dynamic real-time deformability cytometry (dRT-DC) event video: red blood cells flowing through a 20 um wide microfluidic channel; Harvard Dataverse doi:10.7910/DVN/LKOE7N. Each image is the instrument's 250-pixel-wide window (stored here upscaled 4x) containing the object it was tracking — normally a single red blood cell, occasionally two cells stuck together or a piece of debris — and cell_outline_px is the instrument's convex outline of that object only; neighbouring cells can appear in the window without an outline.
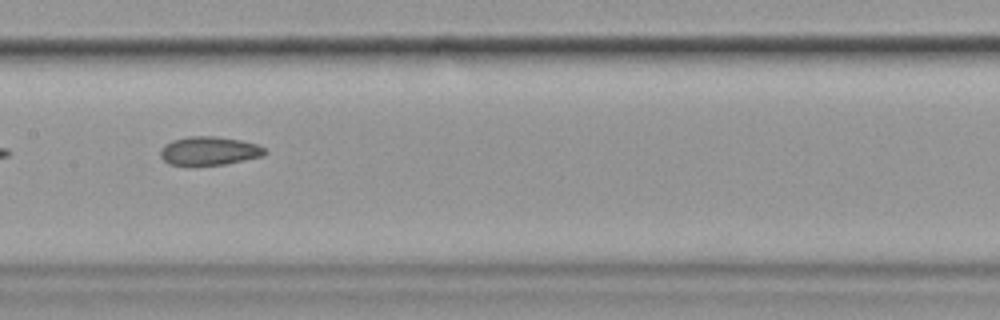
{"species": "common noctule bat (a hibernating species)", "species_latin": "Nyctalus noctula", "temperature_condition": "cold", "stored_images_in_passage": 19, "camera_frame_rate_fps": 3000, "um_per_image_px": 0.085, "animal": {"sex": "female", "body_mass_g": 19.9}, "frame": {"image": 1, "passage_image": 11, "time_ms": 12.667, "image_size_px": [1000, 320], "cell_outline_px": [[268, 152], [264, 156], [224, 164], [168, 164], [160, 156], [160, 148], [164, 144], [172, 140], [188, 136], [216, 136], [240, 140], [256, 144], [264, 148]], "centroid_in_image_um": [17.78, 12.8], "position_along_channel_um": 189.6, "area_um2": 17.28}}
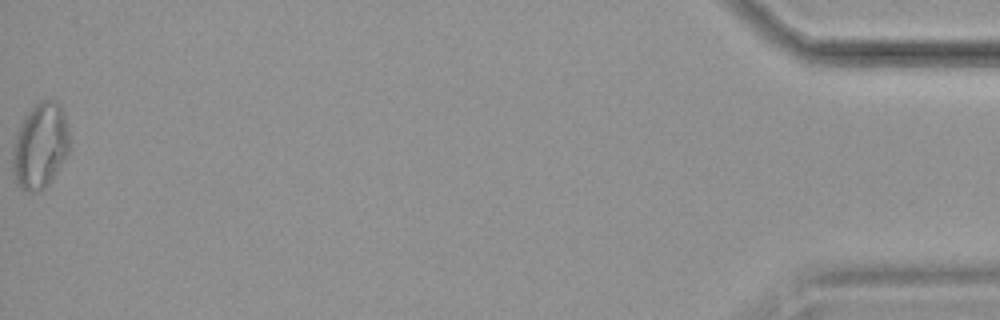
{"frame": {"image": 2, "passage_image": 19, "time_ms": 22.0, "image_size_px": [1000, 320], "cell_outline_px": [[68, 152], [56, 172], [48, 184], [44, 188], [32, 192], [28, 192], [20, 188], [12, 172], [12, 148], [16, 136], [28, 112], [40, 100], [56, 100], [60, 104], [64, 112], [68, 128]], "centroid_in_image_um": [3.41, 12.4], "position_along_channel_um": 431.8, "area_um2": 27.98}, "authors_computed_cell_mechanics": {"area_um2": 17.629, "velocity_mm_per_s": 3.5514, "shape_relaxation_time_tau1_ms": 1.4941, "shape_relaxation_time_tau2_ms": 4.3651, "deformation_change_tau1": 0.0291, "deformation_change_tau2": 0.0801}}